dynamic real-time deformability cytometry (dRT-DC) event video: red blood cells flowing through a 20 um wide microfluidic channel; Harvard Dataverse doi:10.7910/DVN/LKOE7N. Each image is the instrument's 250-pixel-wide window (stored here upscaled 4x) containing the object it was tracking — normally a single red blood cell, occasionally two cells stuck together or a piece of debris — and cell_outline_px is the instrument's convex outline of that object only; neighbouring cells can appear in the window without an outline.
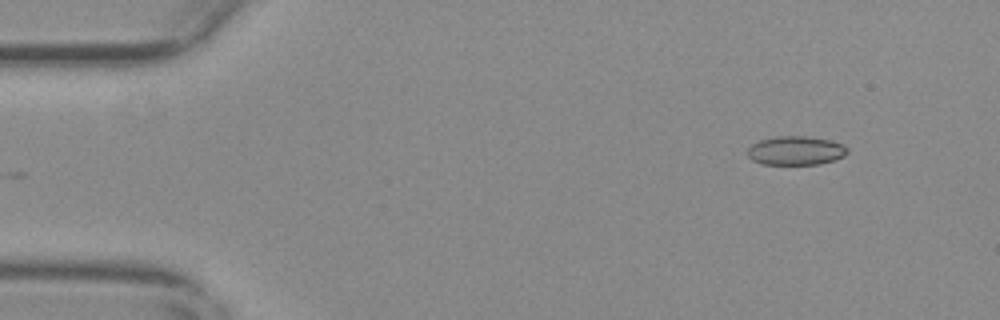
{"species": "common noctule bat (a hibernating species)", "species_latin": "Nyctalus noctula", "temperature_condition": "warm", "stored_images_in_passage": 52, "camera_frame_rate_fps": 3000, "um_per_image_px": 0.085, "animal": {"sex": "female", "body_mass_g": 29.2, "forearm_length_mm": 56.3}, "frame": {"image": 1, "passage_image": 2, "time_ms": 0.333, "image_size_px": [1000, 320], "cell_outline_px": [[848, 152], [844, 156], [836, 160], [820, 164], [764, 164], [752, 160], [748, 156], [748, 148], [752, 144], [760, 140], [776, 136], [804, 136], [832, 140], [844, 144], [848, 148]], "centroid_in_image_um": [67.68, 12.8], "position_along_channel_um": 17.3, "area_um2": 16.94}}
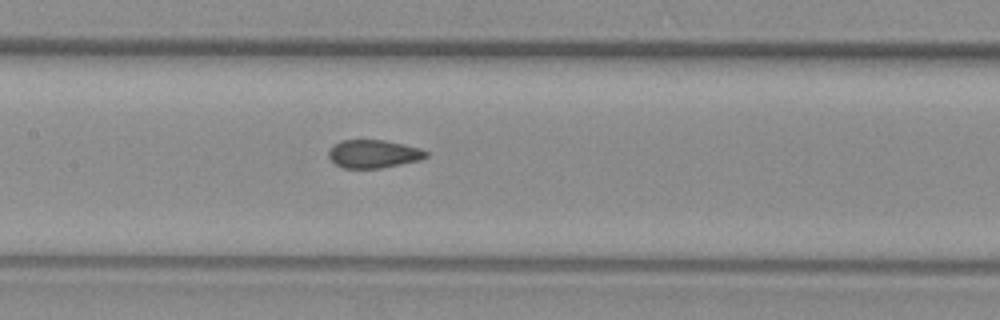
{"frame": {"image": 2, "passage_image": 23, "time_ms": 7.333, "image_size_px": [1000, 320], "cell_outline_px": [[428, 156], [420, 160], [380, 168], [344, 168], [336, 164], [328, 156], [328, 152], [340, 140], [384, 140], [404, 144], [420, 148], [428, 152]], "centroid_in_image_um": [31.77, 13.08], "position_along_channel_um": 175.6, "area_um2": 15.84}}
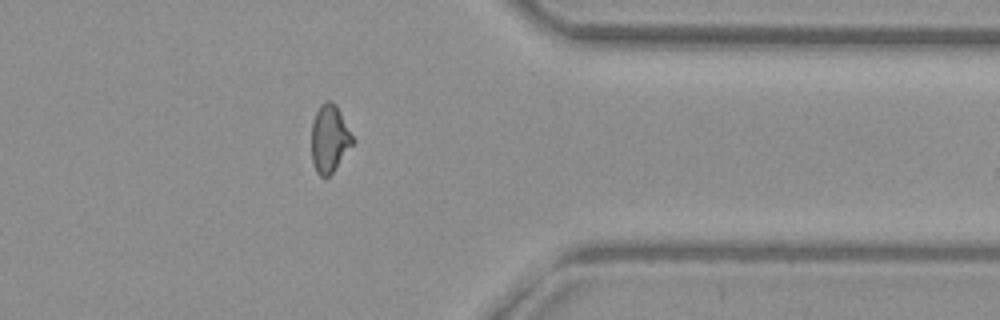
{"frame": {"image": 3, "passage_image": 41, "time_ms": 13.333, "image_size_px": [1000, 320], "cell_outline_px": [[356, 140], [332, 172], [328, 176], [320, 176], [316, 172], [312, 160], [312, 120], [320, 104], [328, 100], [332, 100], [336, 104]], "centroid_in_image_um": [28.02, 11.74], "position_along_channel_um": 383.4, "area_um2": 16.24}, "authors_computed_cell_mechanics": {"area_um2": 16.6753, "velocity_mm_per_s": 3.6927, "shape_relaxation_time_tau1_ms": null, "shape_relaxation_time_tau2_ms": 1.3667, "deformation_change_tau1": null, "deformation_change_tau2": 0.0773}}